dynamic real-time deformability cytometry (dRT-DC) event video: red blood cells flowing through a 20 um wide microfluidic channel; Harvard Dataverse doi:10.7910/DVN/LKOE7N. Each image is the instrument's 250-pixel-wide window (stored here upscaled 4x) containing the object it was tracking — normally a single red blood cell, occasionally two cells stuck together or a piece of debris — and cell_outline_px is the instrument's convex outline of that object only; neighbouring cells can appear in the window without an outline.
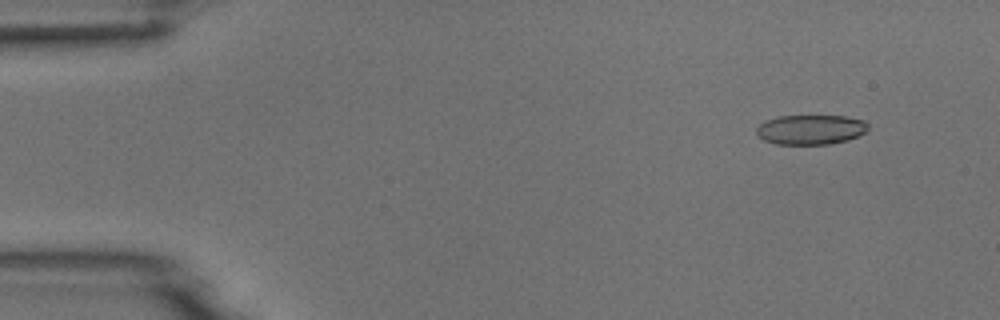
{"species": "common noctule bat (a hibernating species)", "species_latin": "Nyctalus noctula", "temperature_condition": "room temperature", "stored_images_in_passage": 6, "camera_frame_rate_fps": 3000, "um_per_image_px": 0.085, "animal": {"sex": "male", "body_mass_g": 18.8}, "frame": {"image": 1, "passage_image": 2, "time_ms": 0.333, "image_size_px": [1000, 320], "cell_outline_px": [[868, 128], [864, 132], [848, 140], [828, 144], [776, 144], [764, 140], [756, 132], [756, 128], [764, 120], [780, 116], [848, 116], [864, 120], [868, 124]], "centroid_in_image_um": [68.9, 11.01], "position_along_channel_um": 16.1, "area_um2": 19.31}}
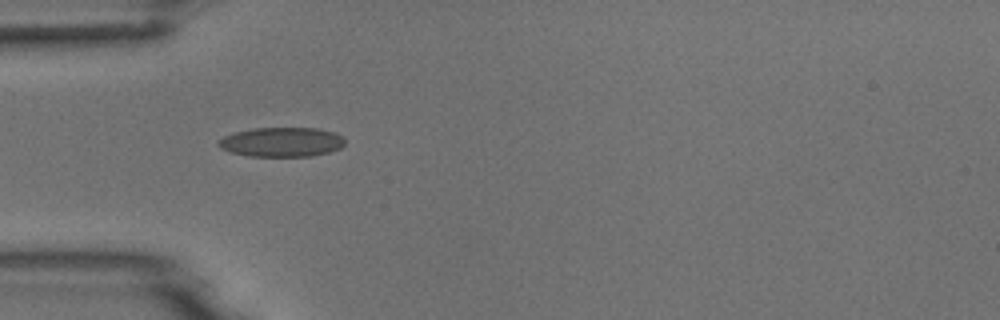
{"frame": {"image": 2, "passage_image": 5, "time_ms": 1.333, "image_size_px": [1000, 320], "cell_outline_px": [[344, 144], [340, 148], [328, 152], [312, 156], [248, 156], [228, 152], [220, 148], [216, 144], [216, 140], [224, 136], [236, 132], [252, 128], [316, 128], [336, 132], [344, 136]], "centroid_in_image_um": [23.91, 12.07], "position_along_channel_um": 61.1, "area_um2": 21.96}}
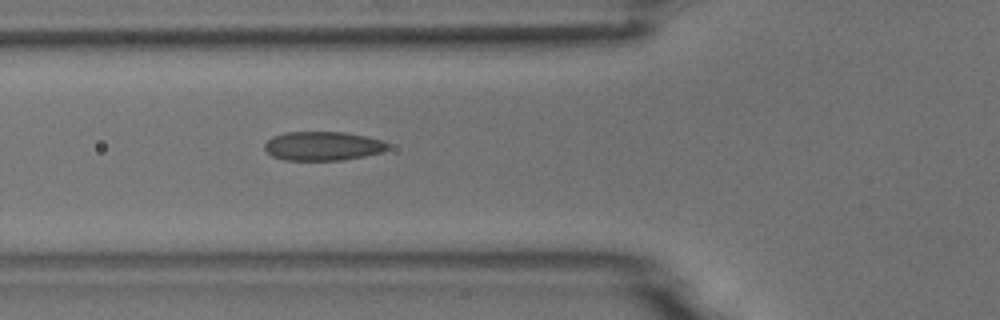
{"frame": {"image": 3, "passage_image": 6, "time_ms": 1.667, "image_size_px": [1000, 320], "cell_outline_px": [[388, 148], [380, 152], [364, 156], [344, 160], [284, 160], [272, 156], [264, 148], [264, 144], [272, 136], [284, 132], [344, 132], [384, 140], [388, 144]], "centroid_in_image_um": [27.41, 12.41], "position_along_channel_um": 98.4, "area_um2": 20.81}}